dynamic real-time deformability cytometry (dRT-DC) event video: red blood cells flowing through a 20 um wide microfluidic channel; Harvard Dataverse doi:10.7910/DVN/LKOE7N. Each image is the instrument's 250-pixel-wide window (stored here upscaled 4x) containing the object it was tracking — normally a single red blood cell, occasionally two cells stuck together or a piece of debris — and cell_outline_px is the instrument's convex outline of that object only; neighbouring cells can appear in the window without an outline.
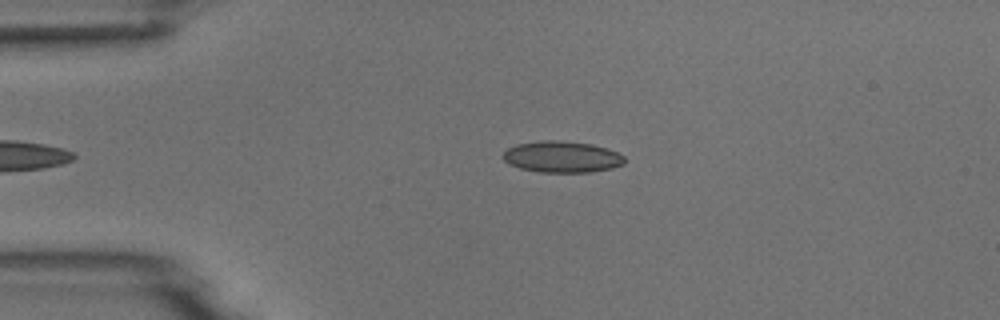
{"species": "common noctule bat (a hibernating species)", "species_latin": "Nyctalus noctula", "temperature_condition": "room temperature", "stored_images_in_passage": 5, "camera_frame_rate_fps": 3000, "um_per_image_px": 0.085, "animal": {"sex": "male", "body_mass_g": 18.8}, "frame": {"image": 1, "passage_image": 5, "time_ms": 4.667, "image_size_px": [1000, 320], "cell_outline_px": [[624, 164], [612, 168], [588, 172], [540, 172], [520, 168], [508, 164], [504, 160], [504, 152], [508, 148], [516, 144], [540, 140], [556, 140], [592, 144], [616, 152], [624, 156]], "centroid_in_image_um": [47.74, 13.33], "position_along_channel_um": 37.3, "area_um2": 22.08}}